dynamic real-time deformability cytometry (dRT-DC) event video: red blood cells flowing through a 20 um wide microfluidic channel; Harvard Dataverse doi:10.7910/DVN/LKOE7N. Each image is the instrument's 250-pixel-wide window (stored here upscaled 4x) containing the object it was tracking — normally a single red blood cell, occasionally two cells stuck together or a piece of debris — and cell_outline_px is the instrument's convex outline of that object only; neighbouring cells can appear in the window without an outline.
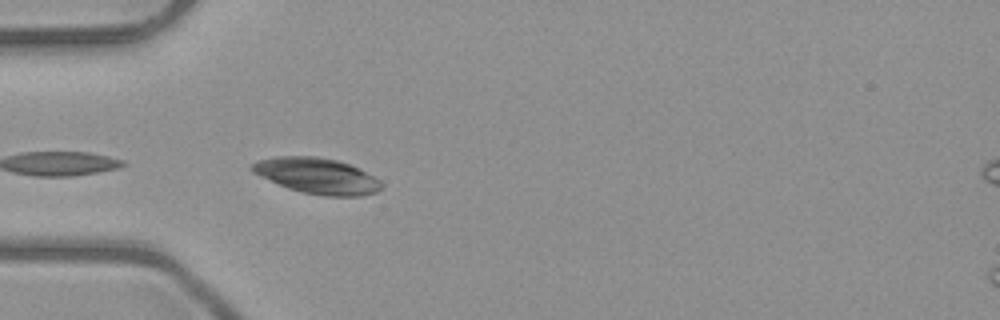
{"species": "common noctule bat (a hibernating species)", "species_latin": "Nyctalus noctula", "temperature_condition": "room temperature", "stored_images_in_passage": 6, "camera_frame_rate_fps": 3000, "um_per_image_px": 0.085, "animal": {"sex": "male", "body_mass_g": 23.1, "forearm_length_mm": 52.7}, "frame": {"image": 1, "passage_image": 1, "time_ms": 0.0, "image_size_px": [1000, 320], "cell_outline_px": [[384, 188], [376, 192], [360, 196], [324, 196], [304, 192], [288, 188], [260, 176], [252, 172], [248, 168], [252, 164], [260, 160], [276, 156], [316, 156], [336, 160], [360, 168], [380, 180], [384, 184]], "centroid_in_image_um": [26.98, 14.94], "position_along_channel_um": 58.0, "area_um2": 26.99}}